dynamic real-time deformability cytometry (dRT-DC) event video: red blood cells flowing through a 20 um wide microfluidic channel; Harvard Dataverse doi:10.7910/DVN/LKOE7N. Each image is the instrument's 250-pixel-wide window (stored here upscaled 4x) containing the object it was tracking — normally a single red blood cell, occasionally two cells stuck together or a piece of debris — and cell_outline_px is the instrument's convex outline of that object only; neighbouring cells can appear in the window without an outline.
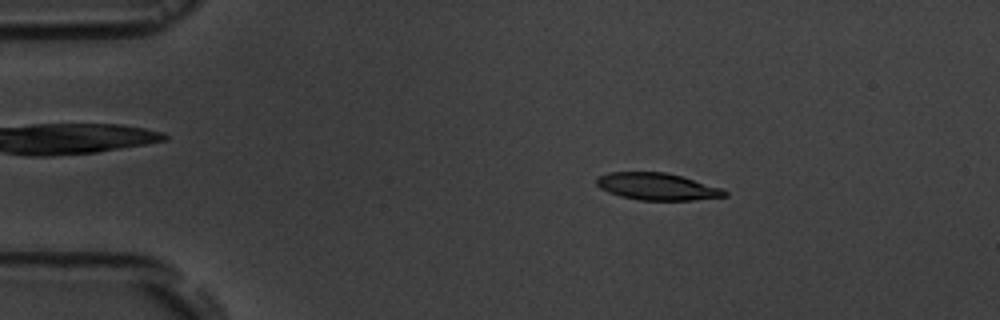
{"species": "common noctule bat (a hibernating species)", "species_latin": "Nyctalus noctula", "temperature_condition": "room temperature", "stored_images_in_passage": 4, "camera_frame_rate_fps": 3000, "um_per_image_px": 0.085, "animal": {"sex": "male", "body_mass_g": 19.5, "forearm_length_mm": 54.6}, "frame": {"image": 1, "passage_image": 2, "time_ms": 1.0, "image_size_px": [1000, 320], "cell_outline_px": [[728, 196], [692, 200], [640, 200], [620, 196], [608, 192], [600, 188], [596, 184], [596, 176], [608, 172], [664, 172], [680, 176], [724, 188], [728, 192]], "centroid_in_image_um": [55.85, 15.85], "position_along_channel_um": 29.1, "area_um2": 20.29}}
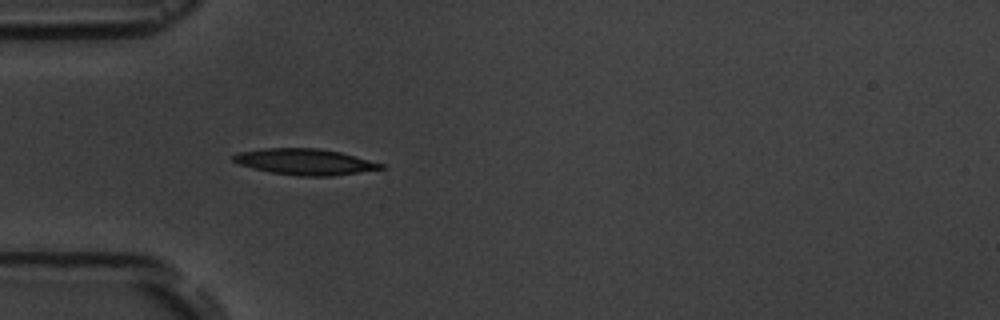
{"frame": {"image": 2, "passage_image": 4, "time_ms": 3.333, "image_size_px": [1000, 320], "cell_outline_px": [[388, 168], [332, 176], [296, 176], [272, 172], [252, 168], [240, 164], [232, 160], [232, 156], [236, 152], [264, 148], [316, 148], [340, 152], [384, 164]], "centroid_in_image_um": [25.92, 13.75], "position_along_channel_um": 59.1, "area_um2": 22.43}}